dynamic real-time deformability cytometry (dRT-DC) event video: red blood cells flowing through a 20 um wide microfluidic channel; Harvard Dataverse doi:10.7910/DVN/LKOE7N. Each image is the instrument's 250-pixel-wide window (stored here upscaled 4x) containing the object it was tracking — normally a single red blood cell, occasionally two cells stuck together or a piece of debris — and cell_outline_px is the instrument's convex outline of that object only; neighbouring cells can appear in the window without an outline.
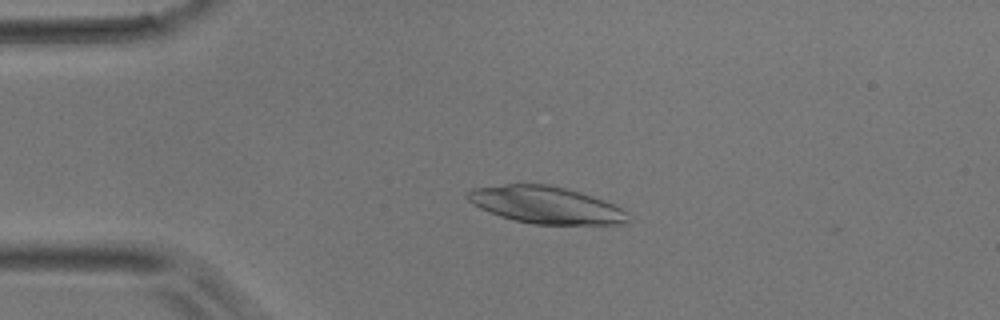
{"species": "common noctule bat (a hibernating species)", "species_latin": "Nyctalus noctula", "temperature_condition": "room temperature", "stored_images_in_passage": 7, "camera_frame_rate_fps": 3000, "um_per_image_px": 0.085, "animal": {"sex": "male", "body_mass_g": 17.9}, "frame": {"image": 1, "passage_image": 4, "time_ms": 1.0, "image_size_px": [1000, 320], "cell_outline_px": [[628, 220], [624, 224], [532, 224], [500, 216], [488, 212], [480, 208], [468, 200], [468, 192], [472, 188], [504, 184], [548, 184], [580, 192], [616, 204], [628, 212]], "centroid_in_image_um": [46.42, 17.42], "position_along_channel_um": 38.6, "area_um2": 34.56}}